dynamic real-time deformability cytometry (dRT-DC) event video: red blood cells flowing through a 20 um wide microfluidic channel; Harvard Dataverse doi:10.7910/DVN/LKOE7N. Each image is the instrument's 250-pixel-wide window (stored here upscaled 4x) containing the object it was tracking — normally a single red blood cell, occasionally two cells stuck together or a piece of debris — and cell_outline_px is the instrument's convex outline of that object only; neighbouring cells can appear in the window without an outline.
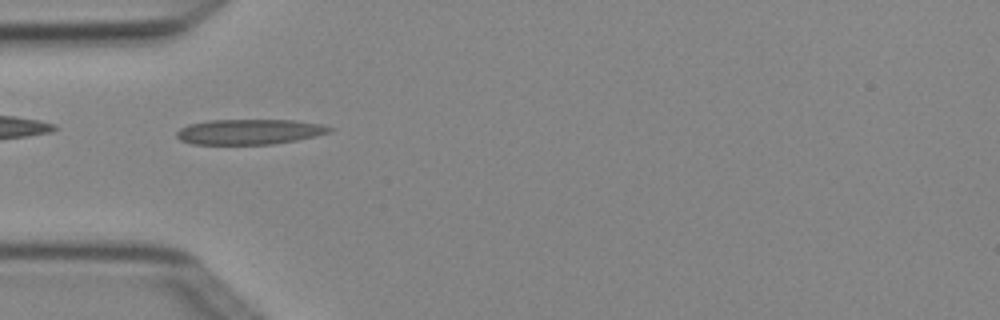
{"species": "Egyptian fruit bat (a non-hibernating species)", "species_latin": "Rousettus aegyptiacus", "temperature_condition": "cold", "stored_images_in_passage": 7, "camera_frame_rate_fps": 3000, "um_per_image_px": 0.085, "animal": {"sex": "female"}, "frame": {"image": 1, "passage_image": 5, "time_ms": 1.333, "image_size_px": [1000, 320], "cell_outline_px": [[332, 132], [316, 136], [296, 140], [272, 144], [192, 144], [180, 140], [176, 136], [176, 132], [180, 128], [188, 124], [208, 120], [296, 120], [324, 124], [332, 128]], "centroid_in_image_um": [21.21, 11.19], "position_along_channel_um": 63.8, "area_um2": 22.66}}
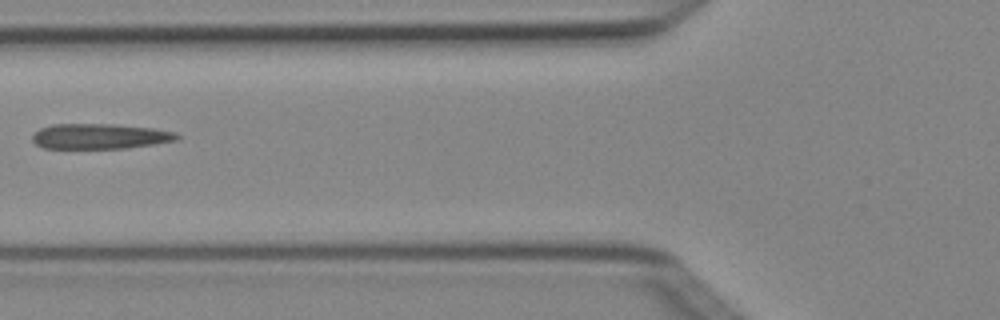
{"frame": {"image": 2, "passage_image": 6, "time_ms": 1.667, "image_size_px": [1000, 320], "cell_outline_px": [[180, 136], [176, 140], [152, 144], [124, 148], [44, 148], [36, 144], [32, 140], [32, 132], [40, 128], [52, 124], [112, 124], [152, 128], [176, 132]], "centroid_in_image_um": [8.44, 11.58], "position_along_channel_um": 117.4, "area_um2": 21.21}}
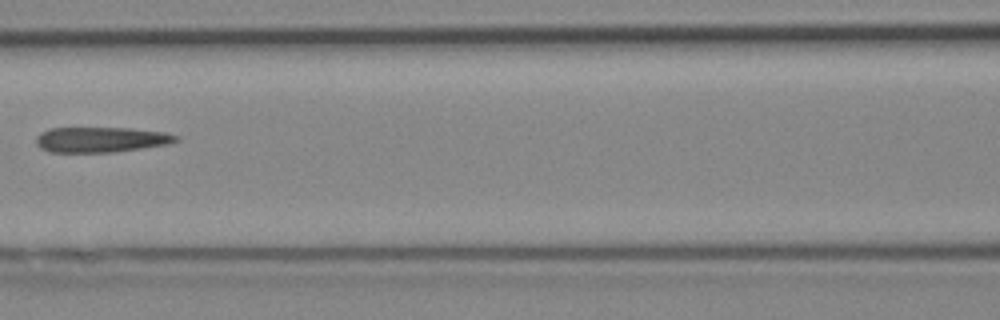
{"frame": {"image": 3, "passage_image": 7, "time_ms": 2.0, "image_size_px": [1000, 320], "cell_outline_px": [[180, 140], [168, 144], [116, 152], [48, 152], [40, 148], [36, 144], [36, 136], [40, 132], [48, 128], [128, 128], [164, 132], [180, 136]], "centroid_in_image_um": [8.57, 11.87], "position_along_channel_um": 158.0, "area_um2": 20.81}}